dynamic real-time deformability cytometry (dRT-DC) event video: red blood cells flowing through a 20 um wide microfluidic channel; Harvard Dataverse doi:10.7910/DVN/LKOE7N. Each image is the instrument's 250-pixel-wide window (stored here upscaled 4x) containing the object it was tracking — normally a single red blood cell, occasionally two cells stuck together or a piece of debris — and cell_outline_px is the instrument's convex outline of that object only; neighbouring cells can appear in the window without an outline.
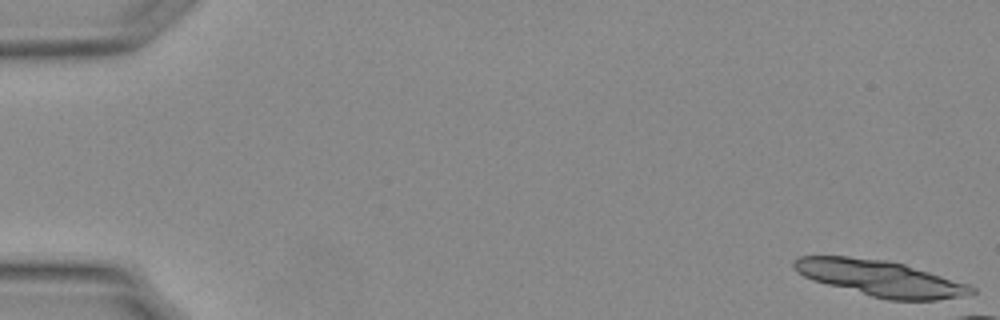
{"species": "Egyptian fruit bat (a non-hibernating species)", "species_latin": "Rousettus aegyptiacus", "temperature_condition": "warm", "stored_images_in_passage": 11, "camera_frame_rate_fps": 3000, "um_per_image_px": 0.085, "animal": {"sex": "female"}, "frame": {"image": 1, "passage_image": 1, "time_ms": 0.0, "image_size_px": [1000, 320], "cell_outline_px": [[976, 292], [960, 296], [936, 300], [888, 300], [872, 296], [812, 280], [796, 272], [792, 264], [792, 260], [800, 256], [848, 256], [884, 260], [904, 264], [972, 284], [976, 288]], "centroid_in_image_um": [74.85, 23.64], "position_along_channel_um": 10.1, "area_um2": 37.11}}